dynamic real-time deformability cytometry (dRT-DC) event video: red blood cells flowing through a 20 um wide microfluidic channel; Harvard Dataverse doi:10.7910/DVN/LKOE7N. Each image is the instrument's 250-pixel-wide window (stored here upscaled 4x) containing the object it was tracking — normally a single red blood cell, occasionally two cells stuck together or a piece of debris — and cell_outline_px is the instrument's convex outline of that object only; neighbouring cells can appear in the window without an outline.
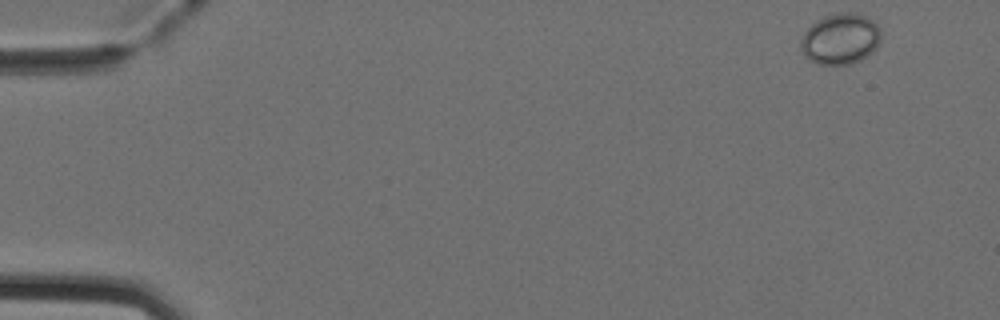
{"species": "Egyptian fruit bat (a non-hibernating species)", "species_latin": "Rousettus aegyptiacus", "temperature_condition": "cold", "stored_images_in_passage": 49, "camera_frame_rate_fps": 3000, "um_per_image_px": 0.085, "animal": {"sex": "female"}, "frame": {"image": 1, "passage_image": 1, "time_ms": 0.0, "image_size_px": [1000, 320], "cell_outline_px": [[880, 40], [876, 48], [872, 52], [860, 60], [848, 64], [816, 64], [808, 60], [804, 56], [800, 48], [800, 40], [804, 32], [816, 20], [824, 16], [836, 12], [848, 12], [864, 16], [872, 20], [880, 28]], "centroid_in_image_um": [71.4, 3.31], "position_along_channel_um": 13.6, "area_um2": 23.87}}
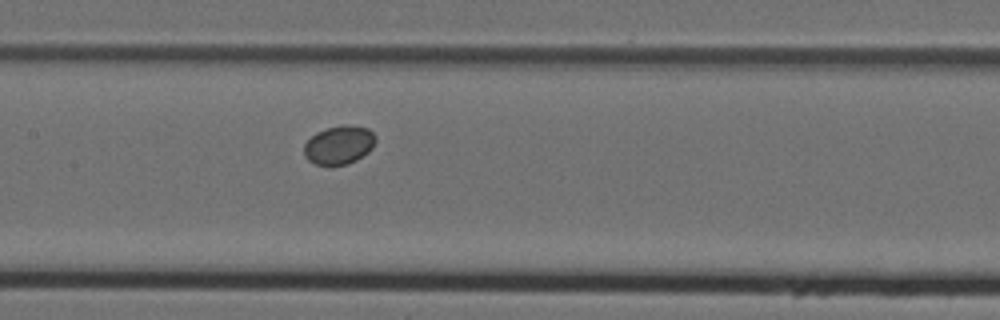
{"frame": {"image": 2, "passage_image": 23, "time_ms": 7.333, "image_size_px": [1000, 320], "cell_outline_px": [[376, 140], [372, 148], [368, 152], [356, 160], [348, 164], [316, 164], [308, 160], [304, 156], [304, 144], [316, 132], [328, 128], [344, 124], [368, 128], [376, 136]], "centroid_in_image_um": [28.83, 12.31], "position_along_channel_um": 178.6, "area_um2": 15.95}}
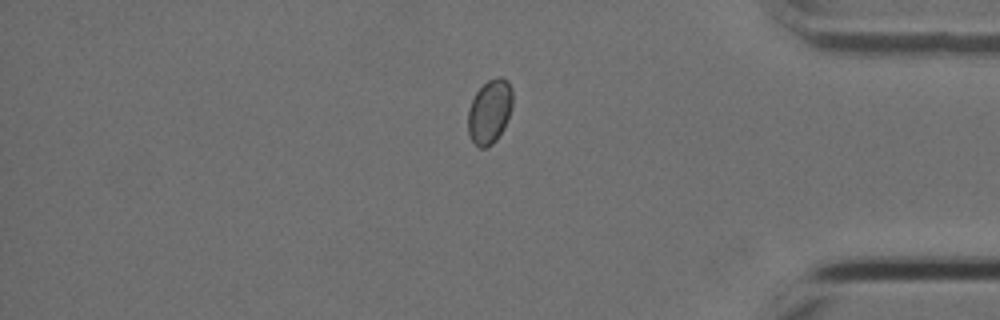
{"frame": {"image": 3, "passage_image": 41, "time_ms": 13.333, "image_size_px": [1000, 320], "cell_outline_px": [[512, 104], [504, 128], [496, 140], [492, 144], [484, 148], [480, 148], [472, 140], [468, 132], [468, 108], [476, 92], [488, 80], [496, 76], [500, 76], [508, 80], [512, 88]], "centroid_in_image_um": [41.62, 9.46], "position_along_channel_um": 393.6, "area_um2": 16.65}}